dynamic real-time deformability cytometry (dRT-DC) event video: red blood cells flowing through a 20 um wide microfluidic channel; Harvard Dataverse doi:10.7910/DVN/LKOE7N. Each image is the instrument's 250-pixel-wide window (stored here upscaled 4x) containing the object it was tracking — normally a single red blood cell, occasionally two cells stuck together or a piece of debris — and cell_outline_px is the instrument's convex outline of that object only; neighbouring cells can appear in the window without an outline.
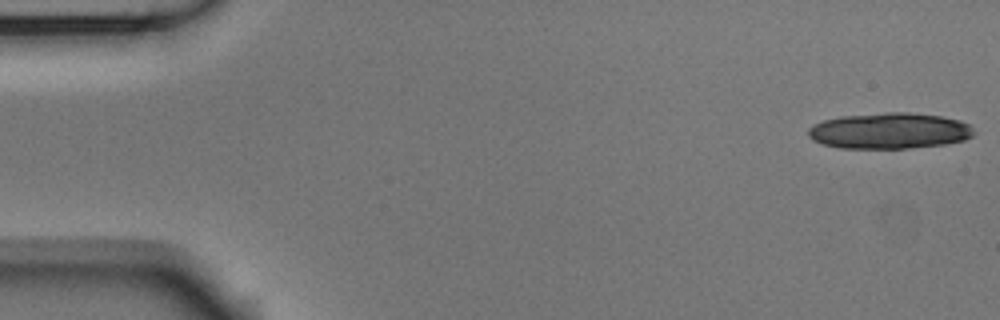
{"species": "Egyptian fruit bat (a non-hibernating species)", "species_latin": "Rousettus aegyptiacus", "temperature_condition": "room temperature", "stored_images_in_passage": 14, "camera_frame_rate_fps": 3000, "um_per_image_px": 0.085, "animal": {"sex": "male"}, "frame": {"image": 1, "passage_image": 1, "time_ms": 0.0, "image_size_px": [1000, 320], "cell_outline_px": [[976, 132], [972, 136], [964, 140], [944, 144], [912, 148], [840, 148], [824, 144], [812, 140], [808, 136], [808, 128], [824, 120], [840, 116], [884, 112], [908, 112], [940, 116], [960, 120], [968, 124]], "centroid_in_image_um": [75.61, 11.11], "position_along_channel_um": 9.4, "area_um2": 34.8}}
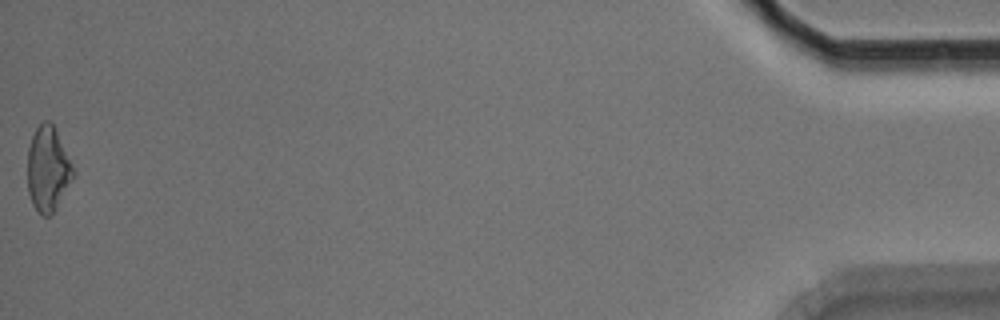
{"frame": {"image": 2, "passage_image": 14, "time_ms": 4.333, "image_size_px": [1000, 320], "cell_outline_px": [[76, 176], [52, 212], [48, 216], [44, 216], [32, 204], [28, 192], [28, 148], [32, 136], [36, 128], [44, 120], [48, 120], [52, 124], [76, 172]], "centroid_in_image_um": [4.08, 14.36], "position_along_channel_um": 431.1, "area_um2": 22.25}}